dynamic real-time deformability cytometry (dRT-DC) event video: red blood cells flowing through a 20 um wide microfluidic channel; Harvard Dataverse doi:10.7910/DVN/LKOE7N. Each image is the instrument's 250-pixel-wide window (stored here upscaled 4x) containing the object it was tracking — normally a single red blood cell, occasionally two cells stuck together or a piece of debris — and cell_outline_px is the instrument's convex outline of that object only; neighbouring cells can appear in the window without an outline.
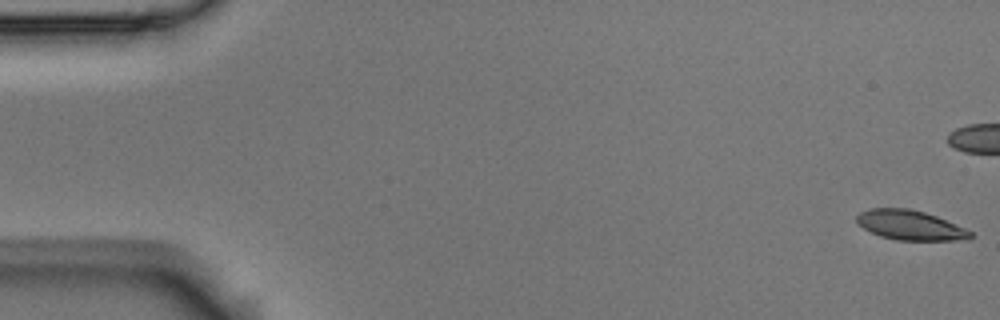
{"species": "Egyptian fruit bat (a non-hibernating species)", "species_latin": "Rousettus aegyptiacus", "temperature_condition": "room temperature", "stored_images_in_passage": 58, "camera_frame_rate_fps": 3000, "um_per_image_px": 0.085, "animal": {"sex": "male"}, "frame": {"image": 1, "passage_image": 1, "time_ms": 0.0, "image_size_px": [1000, 320], "cell_outline_px": [[972, 236], [968, 240], [896, 240], [880, 236], [856, 224], [856, 216], [860, 212], [872, 208], [908, 208], [924, 212], [936, 216], [964, 228], [972, 232]], "centroid_in_image_um": [77.34, 19.14], "position_along_channel_um": 7.7, "area_um2": 19.59}}
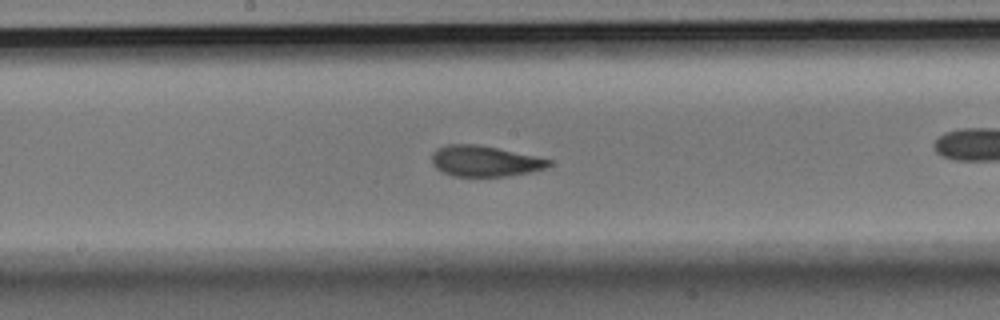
{"frame": {"image": 2, "passage_image": 30, "time_ms": 9.667, "image_size_px": [1000, 320], "cell_outline_px": [[552, 164], [548, 168], [532, 172], [508, 176], [452, 176], [440, 172], [432, 164], [432, 152], [436, 148], [448, 144], [476, 144], [496, 148], [552, 160]], "centroid_in_image_um": [41.18, 13.7], "position_along_channel_um": 207.0, "area_um2": 21.1}}
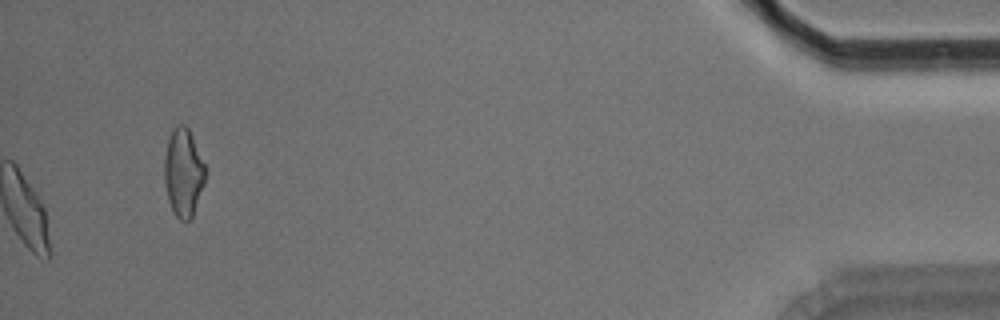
{"frame": {"image": 3, "passage_image": 58, "time_ms": 19.0, "image_size_px": [1000, 320], "cell_outline_px": [[204, 184], [192, 220], [180, 220], [172, 212], [168, 200], [164, 180], [164, 160], [168, 140], [172, 128], [176, 124], [184, 124], [188, 128], [192, 136], [204, 164]], "centroid_in_image_um": [15.57, 14.69], "position_along_channel_um": 419.6, "area_um2": 21.04}, "authors_computed_cell_mechanics": {"area_um2": 20.9236, "velocity_mm_per_s": 3.5232, "shape_relaxation_time_tau1_ms": 4.0966, "shape_relaxation_time_tau2_ms": 1.591, "deformation_change_tau1": 0.18, "deformation_change_tau2": 0.0796}}